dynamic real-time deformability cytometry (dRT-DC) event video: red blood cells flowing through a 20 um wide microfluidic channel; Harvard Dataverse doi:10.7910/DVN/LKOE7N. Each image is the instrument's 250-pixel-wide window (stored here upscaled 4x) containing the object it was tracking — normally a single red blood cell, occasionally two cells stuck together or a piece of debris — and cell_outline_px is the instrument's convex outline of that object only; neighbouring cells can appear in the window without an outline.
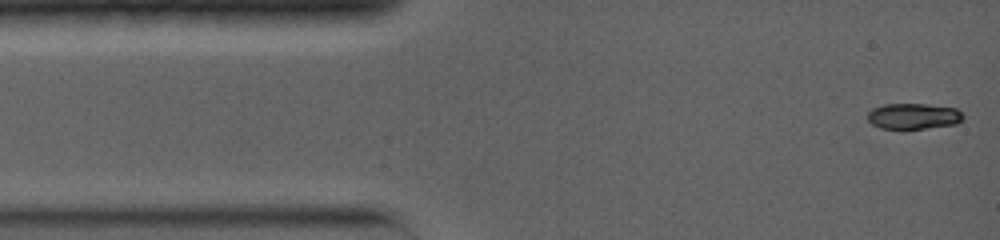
{"species": "common noctule bat (a hibernating species)", "species_latin": "Nyctalus noctula", "temperature_condition": "warm", "stored_images_in_passage": 50, "camera_frame_rate_fps": 5000, "um_per_image_px": 0.085, "animal": {"sex": "female", "body_mass_g": 19.0, "forearm_length_mm": 56.7}, "frame": {"image": 1, "passage_image": 1, "time_ms": 0.0, "image_size_px": [1000, 240], "cell_outline_px": [[964, 116], [956, 124], [924, 128], [880, 128], [872, 124], [868, 120], [868, 112], [872, 108], [884, 104], [928, 104], [956, 108]], "centroid_in_image_um": [77.62, 9.86], "position_along_channel_um": 7.4, "area_um2": 14.22}}
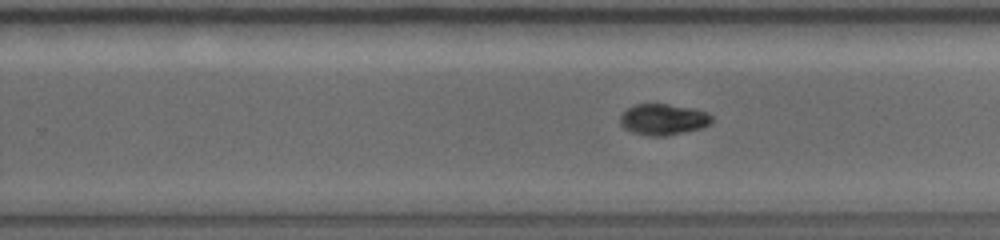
{"frame": {"image": 2, "passage_image": 27, "time_ms": 8.6, "image_size_px": [1000, 240], "cell_outline_px": [[712, 120], [708, 124], [700, 128], [664, 136], [648, 136], [632, 132], [624, 128], [620, 124], [620, 116], [628, 108], [636, 104], [668, 104], [696, 108], [708, 112], [712, 116]], "centroid_in_image_um": [56.37, 10.14], "position_along_channel_um": 273.4, "area_um2": 16.59}}
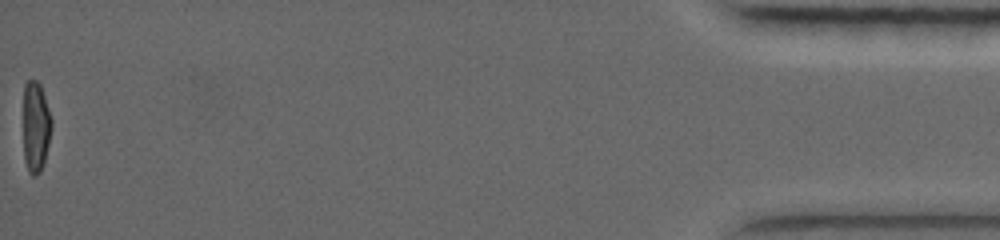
{"frame": {"image": 3, "passage_image": 50, "time_ms": 16.2, "image_size_px": [1000, 240], "cell_outline_px": [[52, 128], [44, 160], [40, 172], [36, 176], [32, 176], [28, 172], [24, 160], [24, 84], [28, 80], [36, 80], [40, 84], [52, 120]], "centroid_in_image_um": [3.03, 10.79], "position_along_channel_um": 432.2, "area_um2": 14.85}, "authors_computed_cell_mechanics": {"area_um2": 15.9239, "velocity_mm_per_s": 3.9597, "shape_relaxation_time_tau1_ms": 3.1749, "shape_relaxation_time_tau2_ms": null, "deformation_change_tau1": 0.1683, "deformation_change_tau2": null}}